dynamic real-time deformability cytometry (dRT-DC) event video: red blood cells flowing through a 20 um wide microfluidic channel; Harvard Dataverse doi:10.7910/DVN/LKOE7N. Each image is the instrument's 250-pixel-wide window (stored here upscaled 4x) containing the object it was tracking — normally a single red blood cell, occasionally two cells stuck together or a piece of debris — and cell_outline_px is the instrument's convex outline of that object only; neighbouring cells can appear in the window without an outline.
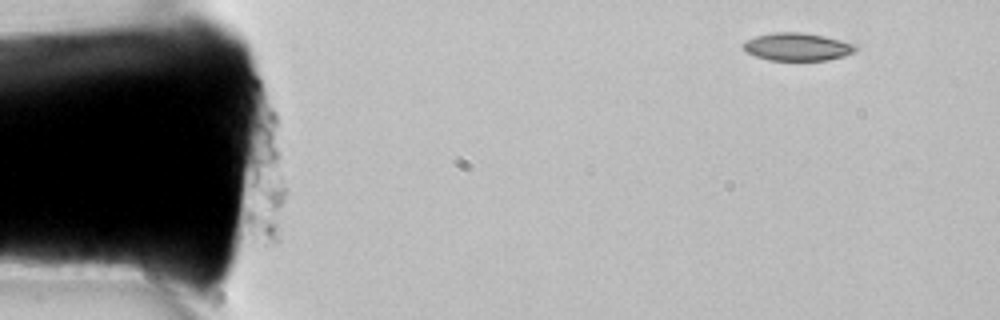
{"species": "common noctule bat (a hibernating species)", "species_latin": "Nyctalus noctula", "temperature_condition": "room temperature", "stored_images_in_passage": 5, "camera_frame_rate_fps": 3000, "um_per_image_px": 0.085, "animal": {"sex": "female", "body_mass_g": 22.7, "forearm_length_mm": 54.2}, "frame": {"image": 1, "passage_image": 1, "time_ms": 0.0, "image_size_px": [1000, 320], "cell_outline_px": [[860, 48], [844, 56], [828, 60], [768, 60], [756, 56], [748, 52], [740, 44], [744, 40], [756, 36], [772, 32], [804, 32], [824, 36], [856, 44]], "centroid_in_image_um": [67.76, 3.97], "position_along_channel_um": 17.2, "area_um2": 18.32}}